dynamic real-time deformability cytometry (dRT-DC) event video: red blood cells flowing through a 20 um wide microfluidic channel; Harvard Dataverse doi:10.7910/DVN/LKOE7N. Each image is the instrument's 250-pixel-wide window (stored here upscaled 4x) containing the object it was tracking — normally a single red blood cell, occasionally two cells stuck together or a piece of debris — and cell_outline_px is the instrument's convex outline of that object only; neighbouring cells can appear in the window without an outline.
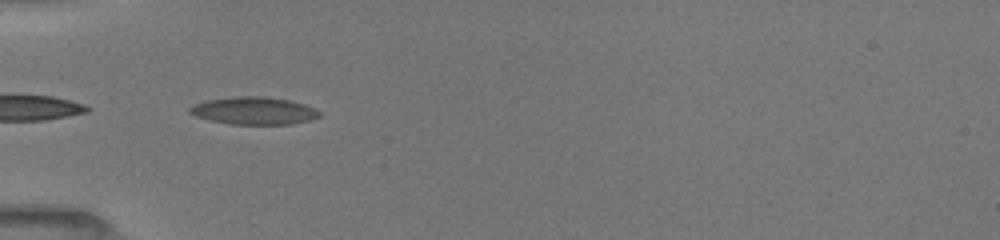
{"species": "common noctule bat (a hibernating species)", "species_latin": "Nyctalus noctula", "temperature_condition": "room temperature", "stored_images_in_passage": 34, "camera_frame_rate_fps": 3000, "um_per_image_px": 0.085, "animal": {"sex": "female", "body_mass_g": 19.5, "forearm_length_mm": 54.1}, "frame": {"image": 1, "passage_image": 1, "time_ms": 0.0, "image_size_px": [1000, 240], "cell_outline_px": [[320, 116], [312, 120], [292, 124], [228, 124], [208, 120], [196, 116], [188, 112], [188, 108], [196, 104], [208, 100], [232, 96], [264, 96], [288, 100], [304, 104], [320, 112]], "centroid_in_image_um": [21.57, 9.42], "position_along_channel_um": 63.4, "area_um2": 20.81}}
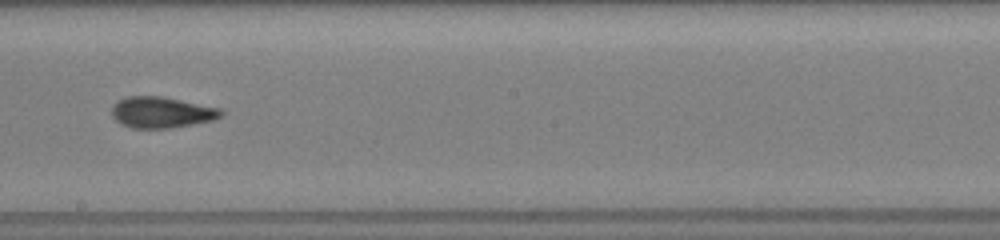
{"frame": {"image": 2, "passage_image": 14, "time_ms": 4.333, "image_size_px": [1000, 240], "cell_outline_px": [[224, 112], [220, 116], [212, 120], [192, 124], [168, 128], [132, 128], [120, 124], [112, 116], [112, 108], [116, 100], [128, 96], [164, 96], [220, 108]], "centroid_in_image_um": [13.7, 9.54], "position_along_channel_um": 234.5, "area_um2": 19.83}}
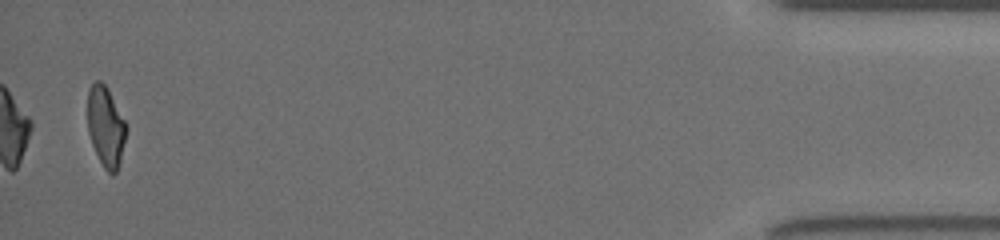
{"frame": {"image": 3, "passage_image": 34, "time_ms": 11.0, "image_size_px": [1000, 240], "cell_outline_px": [[128, 128], [120, 164], [116, 172], [112, 176], [104, 168], [92, 144], [88, 132], [88, 88], [96, 80], [100, 80], [108, 88]], "centroid_in_image_um": [9.0, 10.77], "position_along_channel_um": 426.2, "area_um2": 18.15}, "authors_computed_cell_mechanics": {"area_um2": 19.4208, "velocity_mm_per_s": 4.04, "shape_relaxation_time_tau1_ms": 3.66, "shape_relaxation_time_tau2_ms": 1.4477, "deformation_change_tau1": 0.1624, "deformation_change_tau2": 0.0894}}